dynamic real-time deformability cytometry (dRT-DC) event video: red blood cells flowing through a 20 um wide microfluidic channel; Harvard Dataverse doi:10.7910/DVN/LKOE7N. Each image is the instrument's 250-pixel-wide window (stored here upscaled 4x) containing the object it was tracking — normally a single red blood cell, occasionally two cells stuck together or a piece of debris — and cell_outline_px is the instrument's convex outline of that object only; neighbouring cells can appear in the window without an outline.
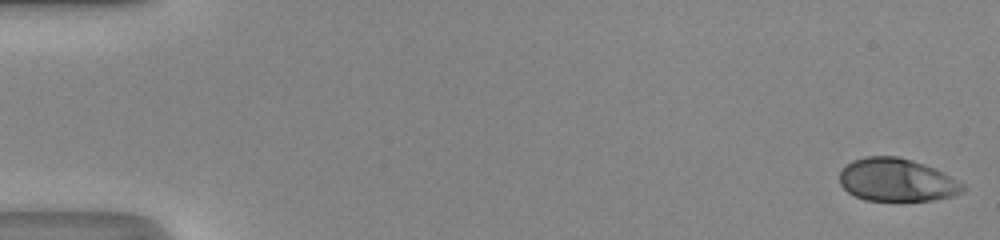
{"species": "human", "species_latin": "Homo sapiens", "temperature_condition": "room temperature", "stored_images_in_passage": 49, "camera_frame_rate_fps": 3000, "um_per_image_px": 0.085, "donor": {"sex": "male"}, "frame": {"image": 1, "passage_image": 1, "time_ms": 0.0, "image_size_px": [1000, 240], "cell_outline_px": [[968, 188], [964, 192], [956, 196], [932, 200], [864, 200], [848, 192], [840, 184], [840, 172], [852, 160], [864, 156], [896, 156], [912, 160], [924, 164], [944, 172], [964, 184]], "centroid_in_image_um": [76.28, 15.3], "position_along_channel_um": 8.7, "area_um2": 30.98}}
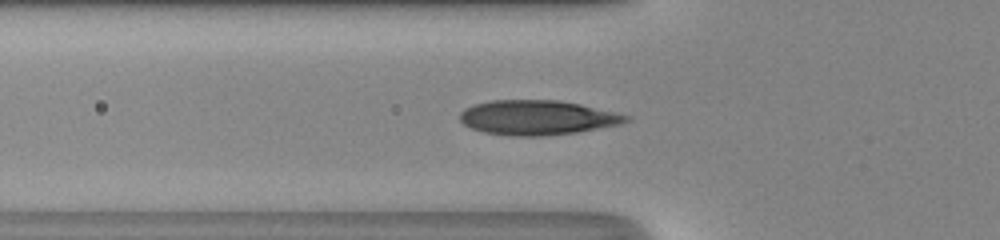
{"frame": {"image": 2, "passage_image": 18, "time_ms": 5.667, "image_size_px": [1000, 240], "cell_outline_px": [[632, 120], [620, 124], [576, 132], [544, 136], [512, 136], [484, 132], [472, 128], [464, 124], [460, 120], [460, 112], [464, 108], [472, 104], [492, 100], [560, 100], [580, 104], [616, 112], [632, 116]], "centroid_in_image_um": [45.68, 9.99], "position_along_channel_um": 80.1, "area_um2": 33.7}}
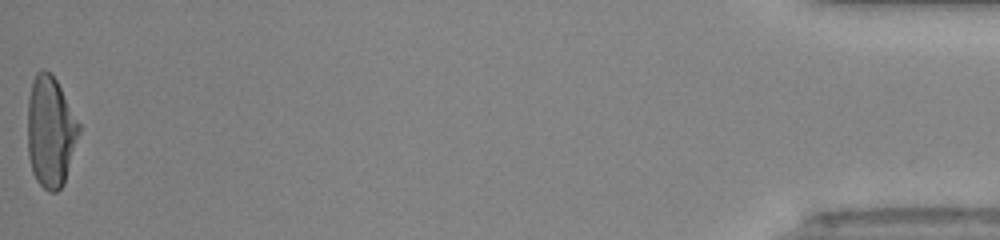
{"frame": {"image": 3, "passage_image": 49, "time_ms": 16.0, "image_size_px": [1000, 240], "cell_outline_px": [[80, 132], [64, 184], [56, 192], [48, 192], [36, 180], [32, 172], [28, 156], [28, 100], [32, 80], [36, 72], [40, 68], [44, 68], [56, 80], [80, 124]], "centroid_in_image_um": [4.28, 11.2], "position_along_channel_um": 430.9, "area_um2": 33.29}, "authors_computed_cell_mechanics": {"area_um2": 32.368, "velocity_mm_per_s": 4.3371, "shape_relaxation_time_tau1_ms": 4.3892, "shape_relaxation_time_tau2_ms": null, "deformation_change_tau1": 0.2169, "deformation_change_tau2": null}}